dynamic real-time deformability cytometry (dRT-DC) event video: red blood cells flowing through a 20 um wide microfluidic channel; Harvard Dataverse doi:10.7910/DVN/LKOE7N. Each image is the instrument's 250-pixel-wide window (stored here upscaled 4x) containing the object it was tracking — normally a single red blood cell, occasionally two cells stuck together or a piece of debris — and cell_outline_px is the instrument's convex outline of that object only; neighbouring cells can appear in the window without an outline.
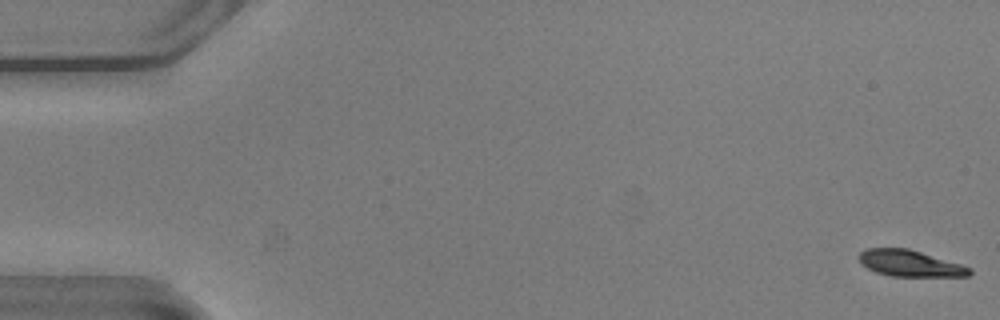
{"species": "common noctule bat (a hibernating species)", "species_latin": "Nyctalus noctula", "temperature_condition": "warm", "stored_images_in_passage": 54, "camera_frame_rate_fps": 3000, "um_per_image_px": 0.085, "animal": {"sex": "male", "body_mass_g": 20.5, "forearm_length_mm": 52.5}, "frame": {"image": 1, "passage_image": 1, "time_ms": 0.0, "image_size_px": [1000, 320], "cell_outline_px": [[972, 272], [968, 276], [892, 276], [876, 272], [860, 264], [856, 256], [860, 252], [868, 248], [908, 248], [960, 264], [972, 268]], "centroid_in_image_um": [77.3, 22.38], "position_along_channel_um": 7.7, "area_um2": 16.94}}
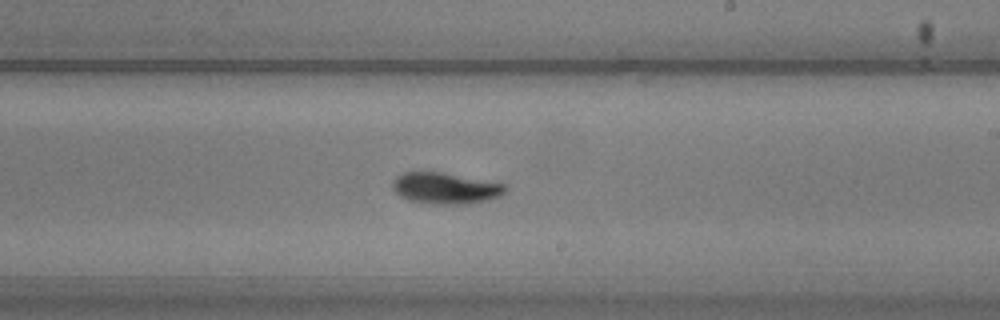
{"frame": {"image": 2, "passage_image": 32, "time_ms": 10.333, "image_size_px": [1000, 320], "cell_outline_px": [[508, 188], [500, 196], [488, 200], [464, 204], [440, 204], [412, 200], [400, 196], [392, 188], [392, 184], [396, 176], [404, 172], [440, 172], [508, 184]], "centroid_in_image_um": [37.9, 15.99], "position_along_channel_um": 251.1, "area_um2": 20.35}}
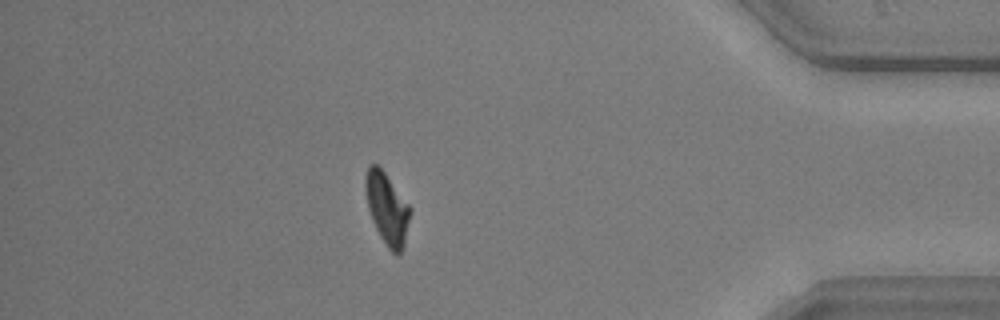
{"frame": {"image": 3, "passage_image": 47, "time_ms": 15.333, "image_size_px": [1000, 320], "cell_outline_px": [[412, 208], [404, 244], [400, 252], [396, 256], [388, 248], [380, 236], [372, 220], [368, 208], [364, 188], [364, 176], [368, 164], [376, 164], [384, 172]], "centroid_in_image_um": [32.88, 17.7], "position_along_channel_um": 402.3, "area_um2": 18.67}, "authors_computed_cell_mechanics": {"area_um2": 18.8717, "velocity_mm_per_s": 3.8092, "shape_relaxation_time_tau1_ms": 2.7564, "shape_relaxation_time_tau2_ms": 4.1393, "deformation_change_tau1": 0.154, "deformation_change_tau2": 0.0596}}